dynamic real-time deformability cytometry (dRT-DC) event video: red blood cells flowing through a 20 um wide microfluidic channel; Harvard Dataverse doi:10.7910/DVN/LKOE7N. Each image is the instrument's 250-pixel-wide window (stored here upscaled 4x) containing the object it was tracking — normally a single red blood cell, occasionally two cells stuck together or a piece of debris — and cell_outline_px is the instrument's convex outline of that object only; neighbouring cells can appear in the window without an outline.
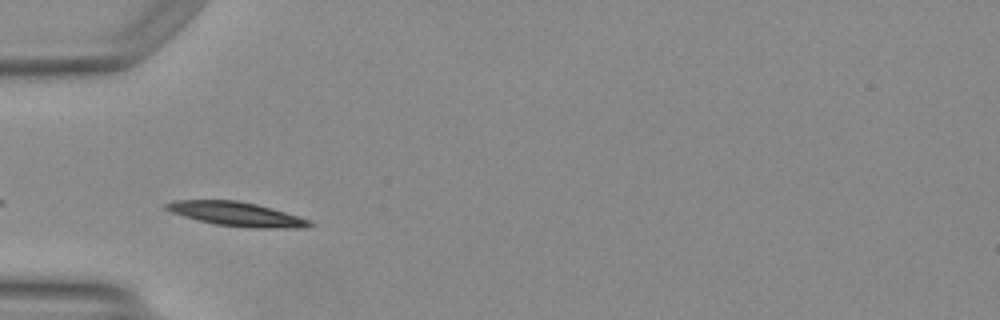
{"species": "Egyptian fruit bat (a non-hibernating species)", "species_latin": "Rousettus aegyptiacus", "temperature_condition": "warm", "stored_images_in_passage": 9, "camera_frame_rate_fps": 3000, "um_per_image_px": 0.085, "animal": {"sex": "female"}, "frame": {"image": 1, "passage_image": 2, "time_ms": 0.333, "image_size_px": [1000, 320], "cell_outline_px": [[312, 224], [308, 228], [248, 228], [216, 224], [184, 216], [172, 212], [164, 208], [164, 204], [176, 200], [236, 200], [256, 204], [272, 208], [312, 220]], "centroid_in_image_um": [20.16, 18.2], "position_along_channel_um": 64.8, "area_um2": 20.11}}